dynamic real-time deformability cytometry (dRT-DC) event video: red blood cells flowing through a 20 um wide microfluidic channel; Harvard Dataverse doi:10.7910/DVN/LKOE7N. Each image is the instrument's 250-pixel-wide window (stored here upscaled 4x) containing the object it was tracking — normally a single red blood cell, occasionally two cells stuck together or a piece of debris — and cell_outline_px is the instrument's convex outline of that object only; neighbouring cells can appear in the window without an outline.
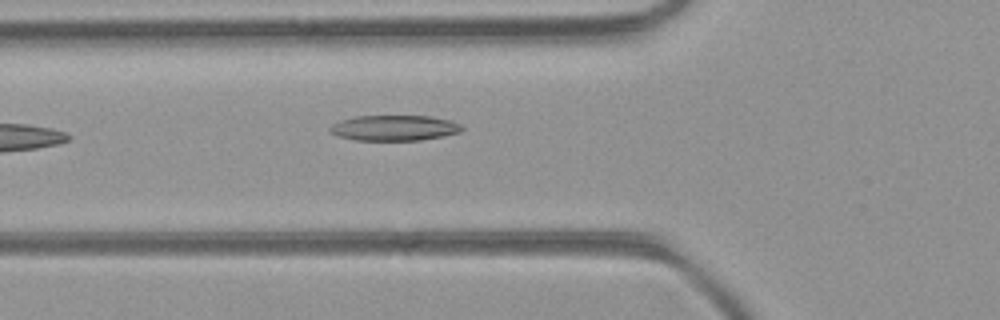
{"species": "common noctule bat (a hibernating species)", "species_latin": "Nyctalus noctula", "temperature_condition": "room temperature", "stored_images_in_passage": 5, "camera_frame_rate_fps": 3000, "um_per_image_px": 0.085, "animal": {"sex": "female", "body_mass_g": 21.9}, "frame": {"image": 1, "passage_image": 5, "time_ms": 1.333, "image_size_px": [1000, 320], "cell_outline_px": [[464, 128], [460, 132], [444, 136], [420, 140], [356, 140], [340, 136], [332, 132], [328, 128], [332, 124], [340, 120], [356, 116], [432, 116], [448, 120], [460, 124]], "centroid_in_image_um": [33.53, 10.87], "position_along_channel_um": 92.3, "area_um2": 19.48}}